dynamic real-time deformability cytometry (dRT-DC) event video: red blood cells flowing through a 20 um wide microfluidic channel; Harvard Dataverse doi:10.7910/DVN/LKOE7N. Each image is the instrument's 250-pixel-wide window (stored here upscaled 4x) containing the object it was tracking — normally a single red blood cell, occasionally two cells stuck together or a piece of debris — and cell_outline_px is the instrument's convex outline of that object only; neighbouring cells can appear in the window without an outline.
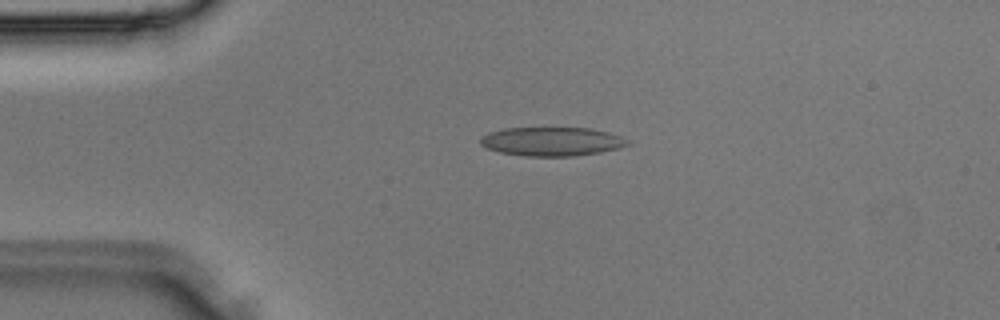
{"species": "Egyptian fruit bat (a non-hibernating species)", "species_latin": "Rousettus aegyptiacus", "temperature_condition": "room temperature", "stored_images_in_passage": 1, "camera_frame_rate_fps": 3000, "um_per_image_px": 0.085, "animal": {"sex": "male"}, "frame": {"image": 1, "passage_image": 1, "time_ms": 0.0, "image_size_px": [1000, 320], "cell_outline_px": [[632, 144], [620, 148], [600, 152], [572, 156], [524, 156], [500, 152], [488, 148], [480, 144], [480, 140], [488, 132], [504, 128], [588, 128], [608, 132], [620, 136], [628, 140]], "centroid_in_image_um": [46.93, 12.03], "position_along_channel_um": 38.1, "area_um2": 24.68}}